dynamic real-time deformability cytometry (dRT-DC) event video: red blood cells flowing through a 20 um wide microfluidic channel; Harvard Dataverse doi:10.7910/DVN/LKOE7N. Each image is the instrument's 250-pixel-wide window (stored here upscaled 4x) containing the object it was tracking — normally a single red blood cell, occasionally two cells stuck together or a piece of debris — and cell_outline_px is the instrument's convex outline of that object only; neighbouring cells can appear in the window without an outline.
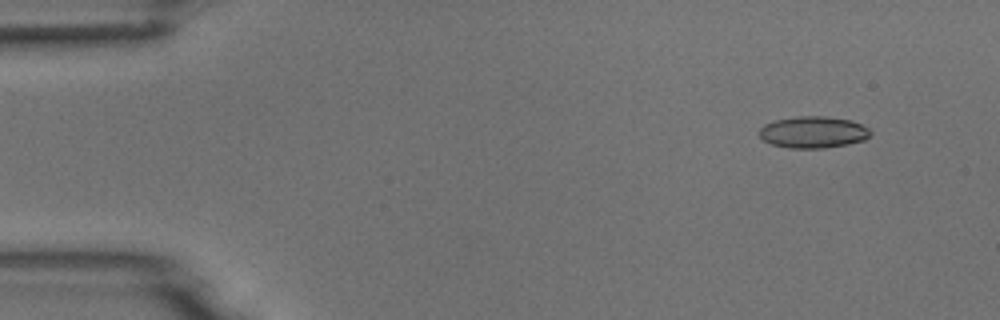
{"species": "common noctule bat (a hibernating species)", "species_latin": "Nyctalus noctula", "temperature_condition": "room temperature", "stored_images_in_passage": 5, "camera_frame_rate_fps": 3000, "um_per_image_px": 0.085, "animal": {"sex": "male", "body_mass_g": 18.8}, "frame": {"image": 1, "passage_image": 2, "time_ms": 1.333, "image_size_px": [1000, 320], "cell_outline_px": [[872, 132], [864, 140], [848, 144], [824, 148], [788, 148], [772, 144], [764, 140], [760, 136], [760, 128], [764, 124], [776, 120], [796, 116], [824, 116], [852, 120], [868, 128]], "centroid_in_image_um": [69.12, 11.23], "position_along_channel_um": 15.9, "area_um2": 20.46}}
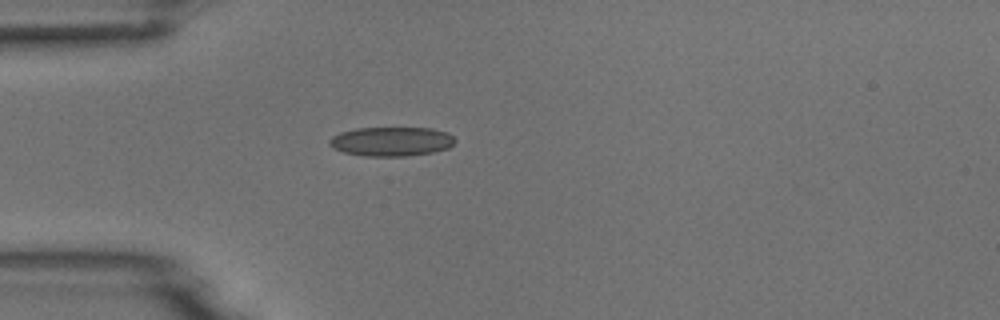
{"frame": {"image": 2, "passage_image": 5, "time_ms": 4.667, "image_size_px": [1000, 320], "cell_outline_px": [[456, 140], [448, 148], [432, 152], [404, 156], [364, 156], [344, 152], [332, 148], [328, 144], [328, 140], [332, 136], [340, 132], [356, 128], [432, 128], [448, 132]], "centroid_in_image_um": [33.24, 12.02], "position_along_channel_um": 51.8, "area_um2": 21.44}}